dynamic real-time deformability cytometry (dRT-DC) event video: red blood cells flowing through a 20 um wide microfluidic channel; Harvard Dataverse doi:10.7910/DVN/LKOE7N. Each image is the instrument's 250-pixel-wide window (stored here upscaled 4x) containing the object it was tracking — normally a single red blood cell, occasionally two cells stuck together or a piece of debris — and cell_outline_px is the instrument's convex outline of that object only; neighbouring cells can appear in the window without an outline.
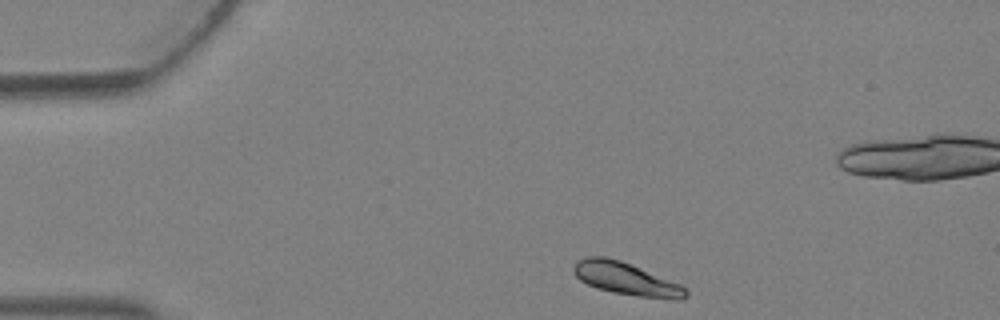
{"species": "Egyptian fruit bat (a non-hibernating species)", "species_latin": "Rousettus aegyptiacus", "temperature_condition": "warm", "stored_images_in_passage": 3, "camera_frame_rate_fps": 3000, "um_per_image_px": 0.085, "animal": {"sex": "female"}, "frame": {"image": 1, "passage_image": 1, "time_ms": 0.0, "image_size_px": [1000, 320], "cell_outline_px": [[688, 296], [680, 300], [676, 300], [640, 296], [612, 292], [596, 288], [580, 280], [572, 272], [572, 268], [576, 260], [584, 256], [604, 256], [620, 260], [680, 284], [688, 292]], "centroid_in_image_um": [53.17, 23.69], "position_along_channel_um": 31.8, "area_um2": 21.27}}